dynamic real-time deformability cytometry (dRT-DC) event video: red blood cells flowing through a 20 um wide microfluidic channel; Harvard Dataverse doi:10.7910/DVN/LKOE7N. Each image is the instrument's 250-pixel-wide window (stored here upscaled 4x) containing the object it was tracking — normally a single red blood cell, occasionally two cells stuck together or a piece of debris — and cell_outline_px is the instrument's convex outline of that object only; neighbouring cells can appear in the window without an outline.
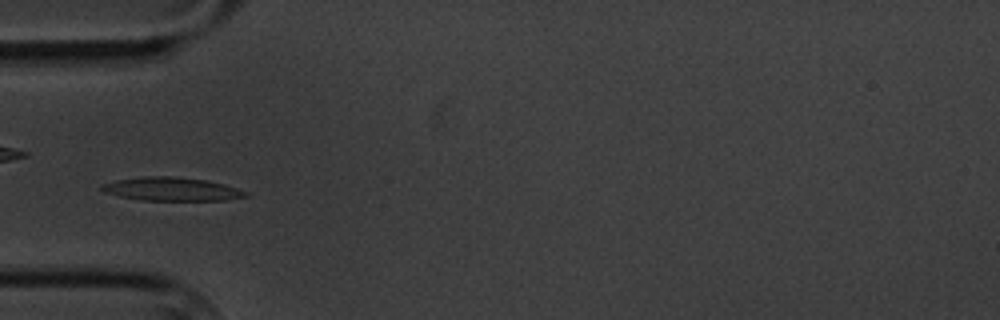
{"species": "common noctule bat (a hibernating species)", "species_latin": "Nyctalus noctula", "temperature_condition": "cold", "stored_images_in_passage": 7, "camera_frame_rate_fps": 3000, "um_per_image_px": 0.085, "animal": {"sex": "male", "body_mass_g": 20.1, "forearm_length_mm": 53.5}, "frame": {"image": 1, "passage_image": 4, "time_ms": 3.667, "image_size_px": [1000, 320], "cell_outline_px": [[248, 196], [228, 200], [140, 200], [120, 196], [104, 192], [100, 188], [100, 184], [116, 180], [140, 176], [176, 176], [204, 180], [224, 184], [248, 192]], "centroid_in_image_um": [14.56, 16.06], "position_along_channel_um": 70.4, "area_um2": 19.71}}
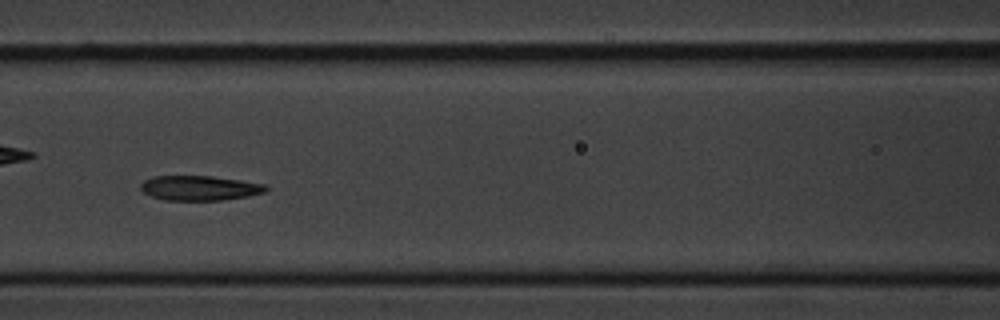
{"frame": {"image": 2, "passage_image": 6, "time_ms": 6.0, "image_size_px": [1000, 320], "cell_outline_px": [[268, 188], [264, 192], [248, 196], [220, 200], [164, 200], [152, 196], [144, 192], [140, 188], [140, 184], [144, 180], [152, 176], [212, 176], [240, 180], [264, 184]], "centroid_in_image_um": [16.94, 15.97], "position_along_channel_um": 149.7, "area_um2": 17.98}}
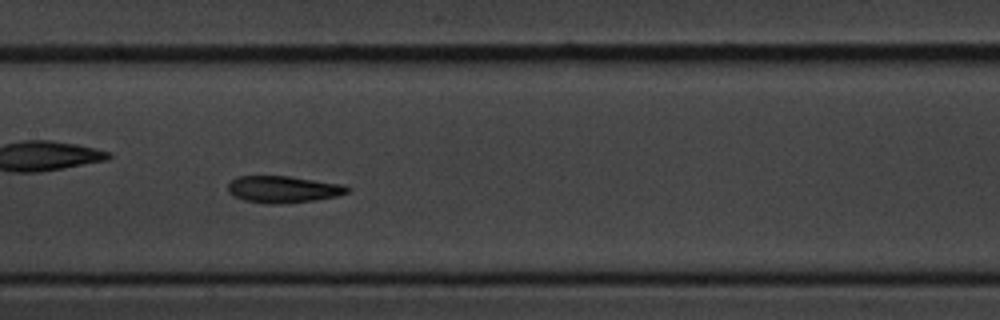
{"frame": {"image": 3, "passage_image": 7, "time_ms": 7.0, "image_size_px": [1000, 320], "cell_outline_px": [[352, 188], [348, 192], [336, 196], [316, 200], [276, 204], [268, 204], [244, 200], [232, 196], [228, 192], [228, 184], [236, 176], [292, 176], [344, 184]], "centroid_in_image_um": [24.08, 16.08], "position_along_channel_um": 183.3, "area_um2": 18.9}}